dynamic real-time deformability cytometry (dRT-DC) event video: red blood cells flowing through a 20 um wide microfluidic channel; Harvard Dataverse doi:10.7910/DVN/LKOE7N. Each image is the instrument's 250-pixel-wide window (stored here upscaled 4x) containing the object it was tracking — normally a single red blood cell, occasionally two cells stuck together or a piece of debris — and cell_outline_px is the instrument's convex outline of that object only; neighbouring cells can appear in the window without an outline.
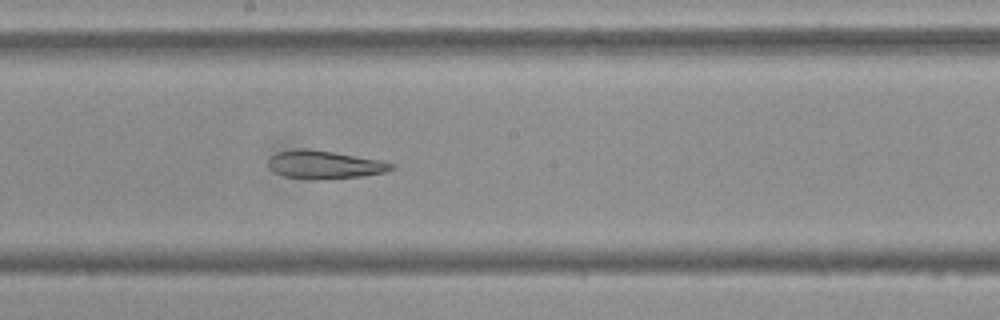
{"species": "Egyptian fruit bat (a non-hibernating species)", "species_latin": "Rousettus aegyptiacus", "temperature_condition": "cold", "stored_images_in_passage": 54, "camera_frame_rate_fps": 3000, "um_per_image_px": 0.085, "frame": {"image": 1, "passage_image": 29, "time_ms": 9.333, "image_size_px": [1000, 320], "cell_outline_px": [[396, 168], [384, 172], [364, 176], [284, 176], [268, 168], [268, 160], [276, 152], [300, 148], [304, 148], [332, 152], [380, 160], [396, 164]], "centroid_in_image_um": [27.61, 13.94], "position_along_channel_um": 220.6, "area_um2": 19.02}}
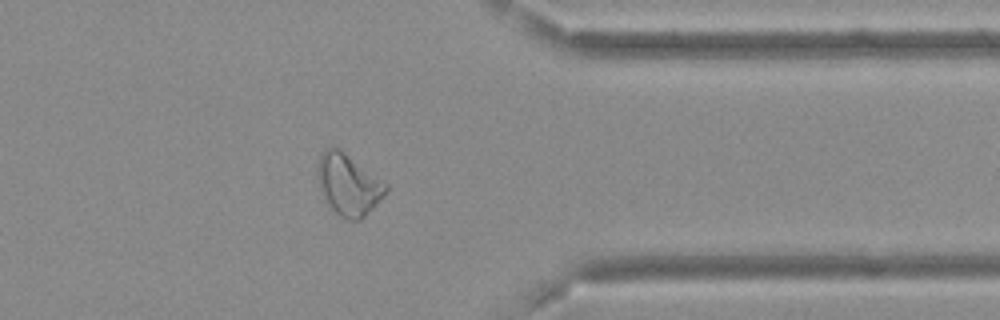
{"frame": {"image": 2, "passage_image": 43, "time_ms": 14.0, "image_size_px": [1000, 320], "cell_outline_px": [[388, 188], [380, 200], [360, 220], [348, 220], [340, 216], [324, 204], [316, 180], [316, 164], [320, 152], [328, 144], [340, 148], [388, 184]], "centroid_in_image_um": [29.52, 15.65], "position_along_channel_um": 381.9, "area_um2": 25.26}}
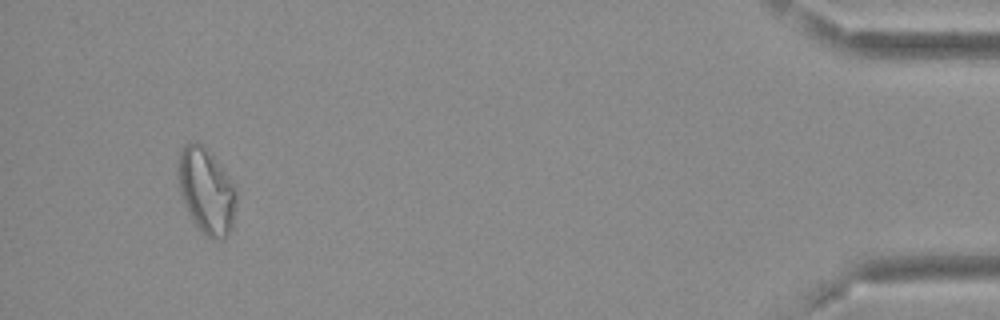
{"frame": {"image": 3, "passage_image": 51, "time_ms": 16.667, "image_size_px": [1000, 320], "cell_outline_px": [[236, 200], [232, 228], [228, 236], [220, 240], [212, 240], [196, 224], [188, 212], [176, 176], [180, 152], [184, 144], [196, 140], [212, 156], [236, 184]], "centroid_in_image_um": [17.56, 16.23], "position_along_channel_um": 417.6, "area_um2": 28.84}, "authors_computed_cell_mechanics": {"area_um2": 25.2875, "velocity_mm_per_s": 3.6825, "shape_relaxation_time_tau1_ms": null, "shape_relaxation_time_tau2_ms": 6.8395, "deformation_change_tau1": null, "deformation_change_tau2": 0.1422}}